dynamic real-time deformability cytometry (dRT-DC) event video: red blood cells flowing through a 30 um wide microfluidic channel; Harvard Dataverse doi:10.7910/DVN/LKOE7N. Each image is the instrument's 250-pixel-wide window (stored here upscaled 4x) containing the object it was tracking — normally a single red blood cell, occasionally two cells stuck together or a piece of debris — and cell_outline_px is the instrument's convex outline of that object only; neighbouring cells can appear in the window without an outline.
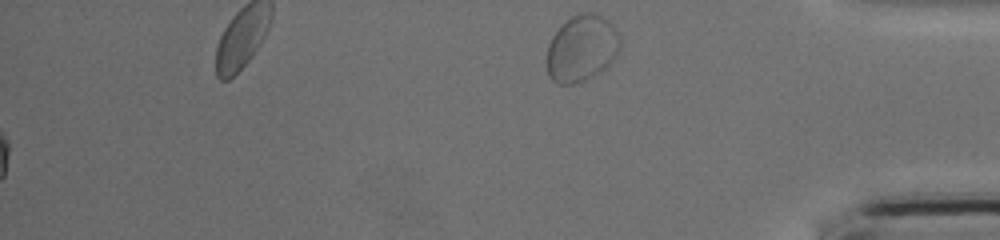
{"species": "common noctule bat (a hibernating species)", "species_latin": "Nyctalus noctula", "temperature_condition": "cold", "stored_images_in_passage": 44, "segment_of_instrument_passage": [3, 3], "camera_frame_rate_fps": 3000, "um_per_image_px": 0.085, "animal": {"sex": "female", "body_mass_g": 17.0, "forearm_length_mm": 48.0}, "frame": {"image": 1, "passage_image": 44, "time_ms": 14.333, "image_size_px": [1000, 240], "cell_outline_px": [[620, 44], [612, 60], [604, 68], [584, 80], [572, 84], [556, 84], [548, 76], [548, 44], [552, 36], [572, 16], [580, 12], [592, 12], [604, 16], [616, 28], [620, 40]], "centroid_in_image_um": [49.44, 4.09], "position_along_channel_um": 385.8, "area_um2": 27.98}}